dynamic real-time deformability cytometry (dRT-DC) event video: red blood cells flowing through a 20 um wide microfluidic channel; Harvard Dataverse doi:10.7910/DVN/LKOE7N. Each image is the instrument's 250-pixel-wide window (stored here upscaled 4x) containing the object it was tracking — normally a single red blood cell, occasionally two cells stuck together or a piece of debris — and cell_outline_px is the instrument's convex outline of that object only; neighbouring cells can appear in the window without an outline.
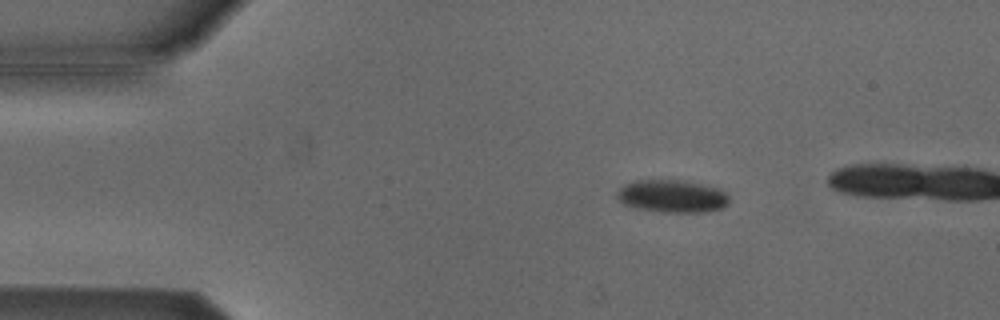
{"species": "Egyptian fruit bat (a non-hibernating species)", "species_latin": "Rousettus aegyptiacus", "temperature_condition": "cold", "stored_images_in_passage": 6, "segment_of_instrument_passage": [1, 2], "camera_frame_rate_fps": 3000, "um_per_image_px": 0.085, "animal": {"sex": "male"}, "frame": {"image": 1, "passage_image": 2, "time_ms": 0.333, "image_size_px": [1000, 320], "cell_outline_px": [[728, 204], [720, 208], [700, 212], [664, 212], [636, 208], [624, 204], [616, 196], [620, 188], [624, 184], [636, 180], [680, 180], [704, 184], [716, 188], [724, 192], [728, 196]], "centroid_in_image_um": [57.1, 16.67], "position_along_channel_um": 27.9, "area_um2": 21.1}}
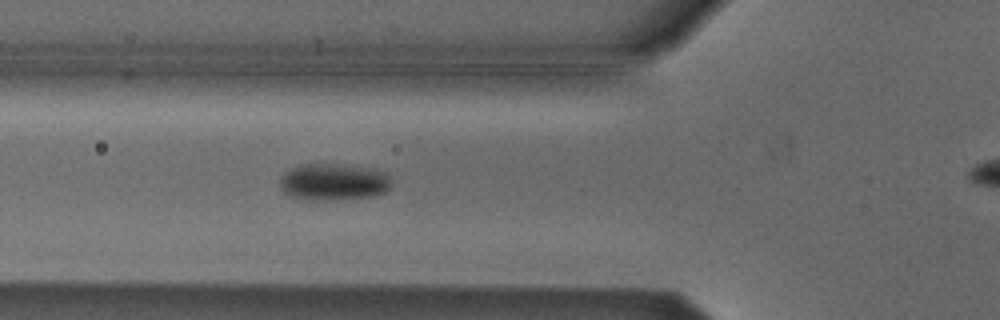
{"frame": {"image": 2, "passage_image": 5, "time_ms": 1.333, "image_size_px": [1000, 320], "cell_outline_px": [[392, 184], [384, 192], [372, 196], [324, 200], [304, 200], [288, 196], [280, 188], [280, 176], [284, 172], [292, 168], [304, 164], [332, 164], [376, 168], [388, 172], [392, 180]], "centroid_in_image_um": [28.36, 15.46], "position_along_channel_um": 97.4, "area_um2": 24.22}}